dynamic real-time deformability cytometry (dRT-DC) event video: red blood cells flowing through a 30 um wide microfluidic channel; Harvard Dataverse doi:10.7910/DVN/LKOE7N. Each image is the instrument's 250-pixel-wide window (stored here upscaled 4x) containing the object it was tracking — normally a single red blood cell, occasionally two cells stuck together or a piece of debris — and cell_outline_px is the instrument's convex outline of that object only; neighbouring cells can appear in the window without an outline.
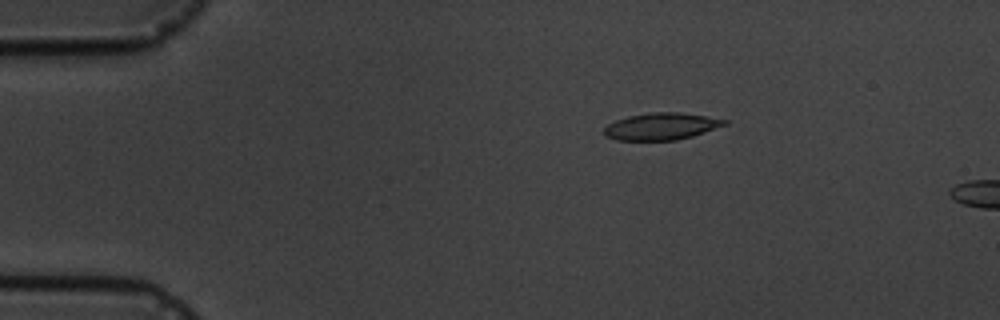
{"species": "common noctule bat (a hibernating species)", "species_latin": "Nyctalus noctula", "temperature_condition": "cold", "stored_images_in_passage": 3, "camera_frame_rate_fps": 3000, "um_per_image_px": 0.085, "animal": {"sex": "male", "body_mass_g": 19.5, "forearm_length_mm": 54.6}, "frame": {"image": 1, "passage_image": 1, "time_ms": 0.0, "image_size_px": [1000, 320], "cell_outline_px": [[728, 124], [692, 136], [676, 140], [616, 140], [604, 136], [604, 128], [608, 124], [616, 120], [628, 116], [656, 112], [676, 112], [704, 116], [728, 120]], "centroid_in_image_um": [56.19, 10.75], "position_along_channel_um": 28.8, "area_um2": 18.73}}